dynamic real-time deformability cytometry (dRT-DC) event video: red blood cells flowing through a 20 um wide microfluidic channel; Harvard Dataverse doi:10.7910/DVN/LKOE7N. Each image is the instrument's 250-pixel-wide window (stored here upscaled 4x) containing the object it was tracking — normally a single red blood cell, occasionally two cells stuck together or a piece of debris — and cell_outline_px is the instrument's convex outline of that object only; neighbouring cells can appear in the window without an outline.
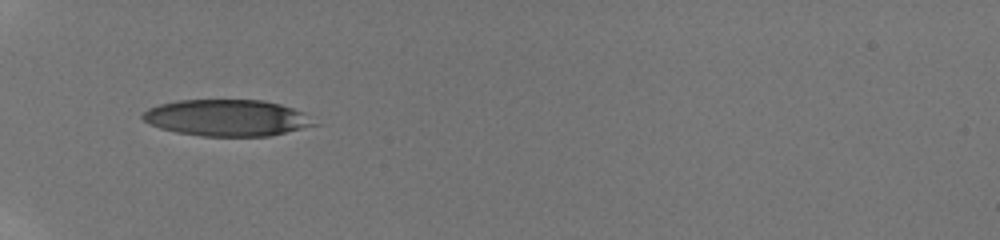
{"species": "human", "species_latin": "Homo sapiens", "temperature_condition": "room temperature", "stored_images_in_passage": 2, "camera_frame_rate_fps": 3000, "um_per_image_px": 0.085, "donor": {"sex": "male"}, "frame": {"image": 1, "passage_image": 1, "time_ms": 0.0, "image_size_px": [1000, 240], "cell_outline_px": [[320, 124], [268, 136], [200, 136], [176, 132], [160, 128], [148, 124], [140, 116], [148, 108], [160, 104], [180, 100], [264, 100], [280, 104], [304, 112]], "centroid_in_image_um": [19.29, 10.02], "position_along_channel_um": 65.7, "area_um2": 36.53}}